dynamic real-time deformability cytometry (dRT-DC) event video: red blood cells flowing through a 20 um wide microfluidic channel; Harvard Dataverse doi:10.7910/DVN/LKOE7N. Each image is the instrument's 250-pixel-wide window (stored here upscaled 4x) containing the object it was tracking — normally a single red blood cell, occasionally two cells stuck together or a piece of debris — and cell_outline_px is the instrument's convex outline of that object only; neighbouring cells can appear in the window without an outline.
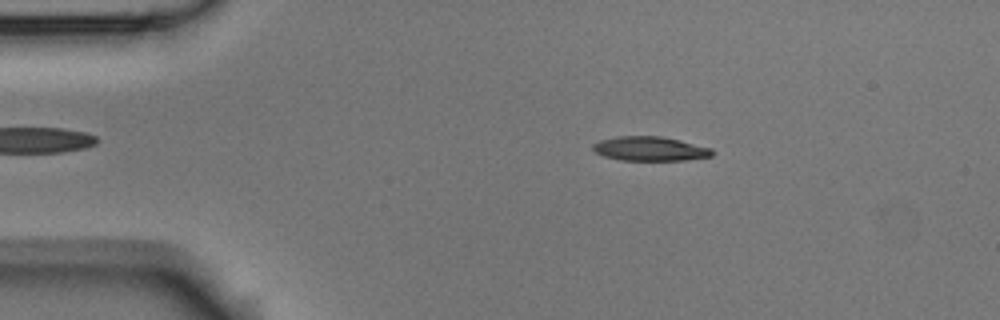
{"species": "Egyptian fruit bat (a non-hibernating species)", "species_latin": "Rousettus aegyptiacus", "temperature_condition": "room temperature", "stored_images_in_passage": 7, "camera_frame_rate_fps": 3000, "um_per_image_px": 0.085, "animal": {"sex": "male"}, "frame": {"image": 1, "passage_image": 3, "time_ms": 0.667, "image_size_px": [1000, 320], "cell_outline_px": [[716, 152], [712, 156], [684, 160], [620, 160], [604, 156], [596, 152], [592, 148], [592, 144], [600, 140], [616, 136], [660, 136], [680, 140], [712, 148]], "centroid_in_image_um": [55.27, 12.64], "position_along_channel_um": 29.7, "area_um2": 16.94}}
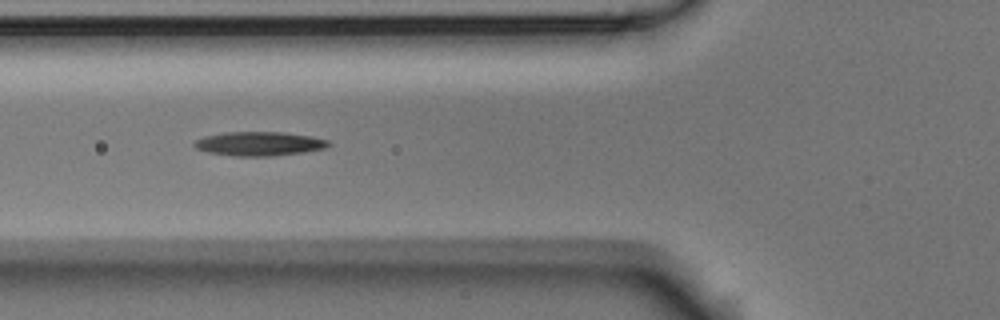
{"frame": {"image": 2, "passage_image": 6, "time_ms": 1.667, "image_size_px": [1000, 320], "cell_outline_px": [[332, 144], [324, 148], [304, 152], [272, 156], [232, 156], [208, 152], [196, 148], [192, 144], [196, 140], [204, 136], [224, 132], [284, 132], [312, 136], [328, 140]], "centroid_in_image_um": [22.03, 12.21], "position_along_channel_um": 103.8, "area_um2": 18.9}}
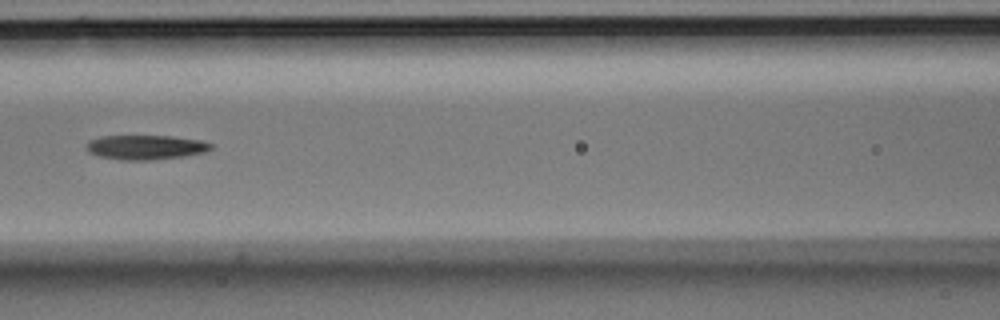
{"frame": {"image": 3, "passage_image": 7, "time_ms": 2.0, "image_size_px": [1000, 320], "cell_outline_px": [[212, 148], [204, 152], [184, 156], [152, 160], [120, 160], [100, 156], [88, 152], [84, 144], [88, 140], [100, 136], [172, 136], [200, 140], [212, 144]], "centroid_in_image_um": [12.33, 12.51], "position_along_channel_um": 154.3, "area_um2": 17.86}}